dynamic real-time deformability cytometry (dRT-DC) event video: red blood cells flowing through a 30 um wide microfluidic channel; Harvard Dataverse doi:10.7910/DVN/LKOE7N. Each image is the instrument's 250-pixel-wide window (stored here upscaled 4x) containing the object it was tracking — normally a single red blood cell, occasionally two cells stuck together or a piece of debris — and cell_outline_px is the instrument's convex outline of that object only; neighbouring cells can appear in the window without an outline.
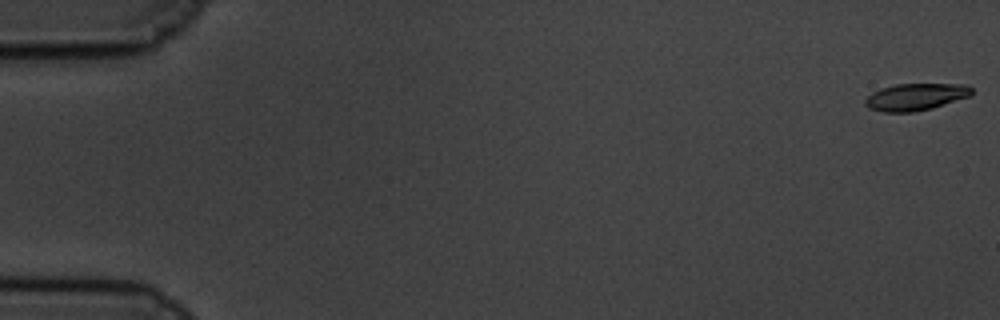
{"species": "common noctule bat (a hibernating species)", "species_latin": "Nyctalus noctula", "temperature_condition": "cold", "stored_images_in_passage": 60, "camera_frame_rate_fps": 3000, "um_per_image_px": 0.085, "animal": {"sex": "male", "body_mass_g": 19.5, "forearm_length_mm": 54.6}, "frame": {"image": 1, "passage_image": 1, "time_ms": 0.0, "image_size_px": [1000, 320], "cell_outline_px": [[972, 96], [932, 108], [912, 112], [884, 112], [868, 108], [864, 104], [864, 100], [872, 92], [896, 84], [968, 84], [972, 88]], "centroid_in_image_um": [77.86, 8.24], "position_along_channel_um": 7.1, "area_um2": 16.82}}
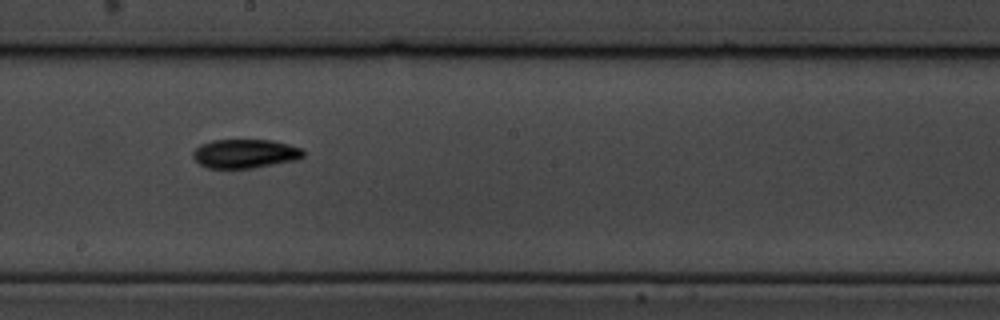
{"frame": {"image": 2, "passage_image": 34, "time_ms": 11.0, "image_size_px": [1000, 320], "cell_outline_px": [[304, 156], [296, 160], [252, 168], [208, 168], [200, 164], [192, 156], [192, 152], [200, 144], [212, 140], [272, 140], [288, 144], [300, 148], [304, 152]], "centroid_in_image_um": [20.81, 13.05], "position_along_channel_um": 227.4, "area_um2": 18.55}}
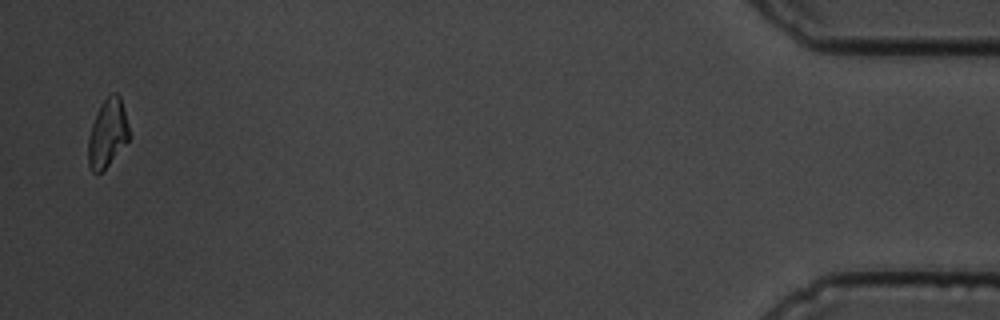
{"frame": {"image": 3, "passage_image": 59, "time_ms": 19.333, "image_size_px": [1000, 320], "cell_outline_px": [[132, 136], [108, 164], [100, 172], [92, 172], [88, 168], [88, 140], [92, 124], [96, 112], [100, 104], [112, 92], [116, 92], [120, 96], [124, 108]], "centroid_in_image_um": [9.15, 11.29], "position_along_channel_um": 426.0, "area_um2": 16.36}, "authors_computed_cell_mechanics": {"area_um2": 17.8313, "velocity_mm_per_s": 3.3796, "shape_relaxation_time_tau1_ms": 3.9599, "shape_relaxation_time_tau2_ms": 7.9157, "deformation_change_tau1": 0.133, "deformation_change_tau2": 0.1241}}